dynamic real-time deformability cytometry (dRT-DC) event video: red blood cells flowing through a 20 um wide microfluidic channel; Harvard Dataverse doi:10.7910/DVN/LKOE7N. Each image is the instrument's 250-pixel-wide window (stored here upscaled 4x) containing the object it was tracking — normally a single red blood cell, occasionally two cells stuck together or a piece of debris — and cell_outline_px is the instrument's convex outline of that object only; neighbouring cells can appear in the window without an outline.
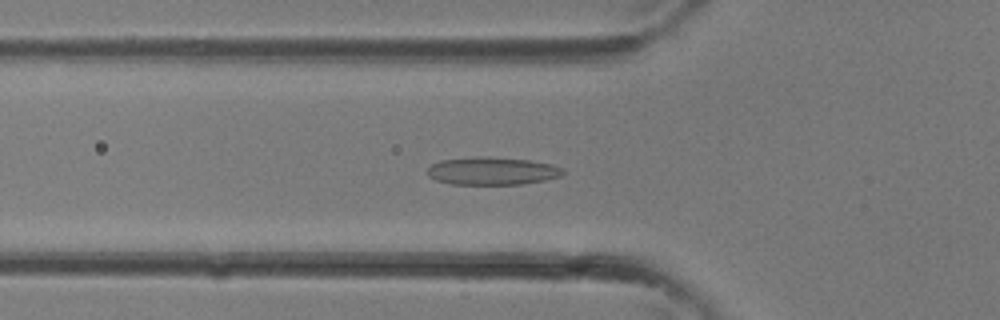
{"species": "common noctule bat (a hibernating species)", "species_latin": "Nyctalus noctula", "temperature_condition": "room temperature", "stored_images_in_passage": 33, "camera_frame_rate_fps": 3000, "um_per_image_px": 0.085, "animal": {"sex": "female"}, "frame": {"image": 1, "passage_image": 11, "time_ms": 3.333, "image_size_px": [1000, 320], "cell_outline_px": [[564, 172], [560, 176], [544, 180], [520, 184], [452, 184], [436, 180], [428, 176], [428, 168], [432, 164], [440, 160], [476, 156], [484, 156], [528, 160], [552, 164], [564, 168]], "centroid_in_image_um": [41.82, 14.52], "position_along_channel_um": 84.0, "area_um2": 21.91}}
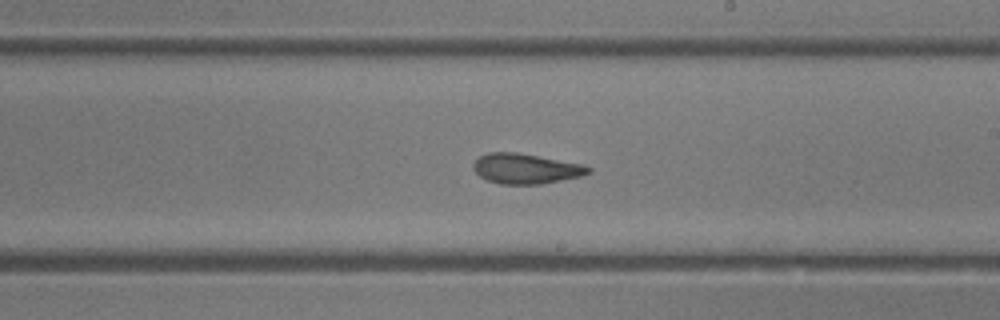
{"frame": {"image": 2, "passage_image": 19, "time_ms": 6.0, "image_size_px": [1000, 320], "cell_outline_px": [[592, 172], [580, 176], [540, 184], [500, 184], [488, 180], [480, 176], [472, 168], [472, 164], [480, 156], [488, 152], [516, 152], [580, 164], [592, 168]], "centroid_in_image_um": [44.66, 14.33], "position_along_channel_um": 244.3, "area_um2": 19.94}}
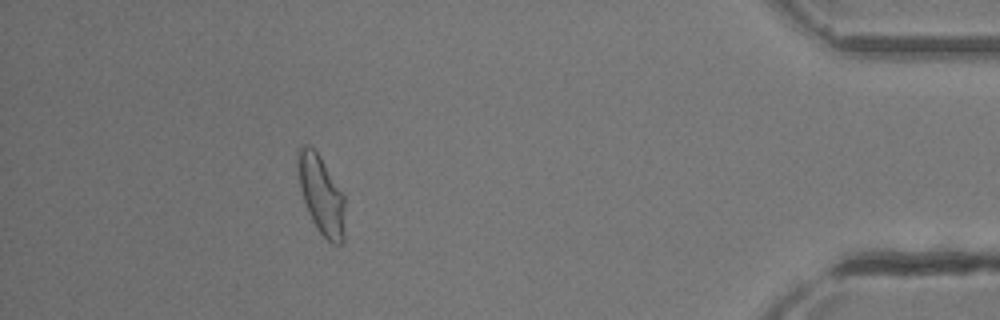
{"frame": {"image": 3, "passage_image": 30, "time_ms": 9.667, "image_size_px": [1000, 320], "cell_outline_px": [[344, 244], [332, 244], [316, 228], [308, 212], [300, 188], [296, 164], [296, 152], [300, 144], [308, 144], [320, 156], [344, 196]], "centroid_in_image_um": [27.28, 16.54], "position_along_channel_um": 407.9, "area_um2": 21.68}}